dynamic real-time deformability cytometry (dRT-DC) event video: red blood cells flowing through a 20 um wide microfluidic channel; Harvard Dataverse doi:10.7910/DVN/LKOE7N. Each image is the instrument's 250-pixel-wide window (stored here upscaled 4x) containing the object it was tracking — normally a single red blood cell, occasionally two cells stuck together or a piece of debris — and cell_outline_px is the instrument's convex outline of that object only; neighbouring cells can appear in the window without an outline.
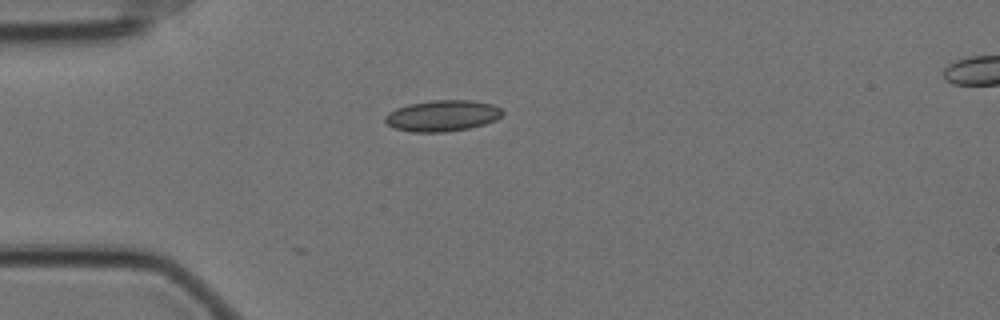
{"species": "Egyptian fruit bat (a non-hibernating species)", "species_latin": "Rousettus aegyptiacus", "temperature_condition": "cold", "stored_images_in_passage": 3, "camera_frame_rate_fps": 3000, "um_per_image_px": 0.085, "animal": {"sex": "female"}, "frame": {"image": 1, "passage_image": 1, "time_ms": 0.0, "image_size_px": [1000, 320], "cell_outline_px": [[504, 112], [496, 120], [484, 124], [468, 128], [444, 132], [412, 132], [392, 128], [384, 120], [384, 116], [388, 112], [396, 108], [408, 104], [432, 100], [472, 100], [492, 104], [500, 108]], "centroid_in_image_um": [37.57, 9.83], "position_along_channel_um": 47.4, "area_um2": 21.39}}